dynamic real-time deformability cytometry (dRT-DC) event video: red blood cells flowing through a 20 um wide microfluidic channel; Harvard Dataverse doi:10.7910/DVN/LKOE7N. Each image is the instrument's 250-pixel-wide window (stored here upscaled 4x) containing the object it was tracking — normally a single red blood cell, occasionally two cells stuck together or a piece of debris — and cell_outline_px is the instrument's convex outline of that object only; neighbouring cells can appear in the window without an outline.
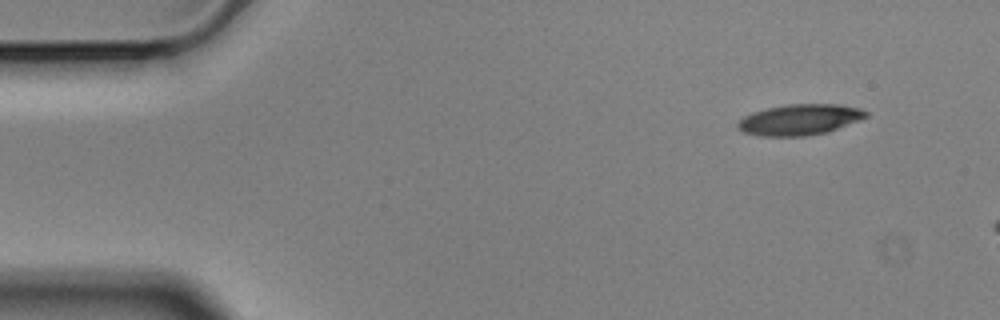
{"species": "Egyptian fruit bat (a non-hibernating species)", "species_latin": "Rousettus aegyptiacus", "temperature_condition": "cold", "stored_images_in_passage": 7, "camera_frame_rate_fps": 3000, "um_per_image_px": 0.085, "animal": {"sex": "male"}, "frame": {"image": 1, "passage_image": 1, "time_ms": 0.0, "image_size_px": [1000, 320], "cell_outline_px": [[868, 116], [828, 132], [804, 136], [760, 136], [744, 132], [736, 128], [736, 124], [744, 116], [752, 112], [768, 108], [788, 104], [840, 104], [860, 108], [868, 112]], "centroid_in_image_um": [67.96, 10.17], "position_along_channel_um": 17.0, "area_um2": 23.0}}